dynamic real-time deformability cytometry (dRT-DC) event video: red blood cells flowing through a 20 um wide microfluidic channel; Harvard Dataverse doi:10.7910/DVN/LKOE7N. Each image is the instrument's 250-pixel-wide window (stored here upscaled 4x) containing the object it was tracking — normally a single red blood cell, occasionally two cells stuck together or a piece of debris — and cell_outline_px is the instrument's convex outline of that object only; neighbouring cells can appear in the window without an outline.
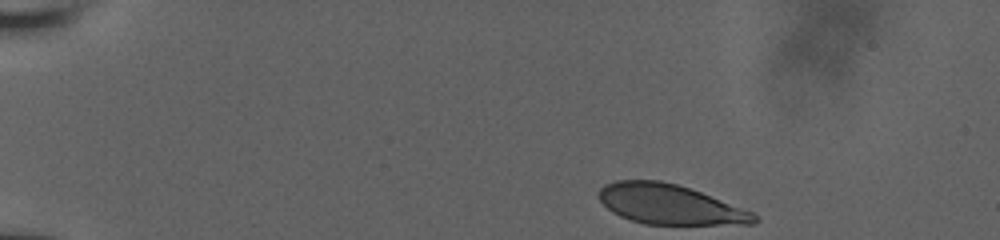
{"species": "human", "species_latin": "Homo sapiens", "temperature_condition": "room temperature", "stored_images_in_passage": 15, "camera_frame_rate_fps": 3000, "um_per_image_px": 0.085, "donor": {"sex": "male"}, "frame": {"image": 1, "passage_image": 1, "time_ms": 0.0, "image_size_px": [1000, 240], "cell_outline_px": [[760, 220], [756, 224], [644, 224], [620, 216], [612, 212], [596, 196], [596, 192], [604, 184], [616, 180], [660, 180], [676, 184], [700, 192], [752, 212]], "centroid_in_image_um": [56.88, 17.37], "position_along_channel_um": 28.1, "area_um2": 35.89}}
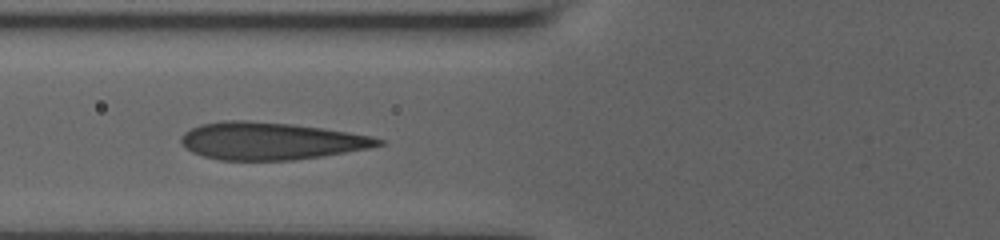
{"frame": {"image": 2, "passage_image": 9, "time_ms": 4.667, "image_size_px": [1000, 240], "cell_outline_px": [[384, 144], [368, 148], [324, 156], [292, 160], [220, 160], [204, 156], [192, 152], [184, 148], [180, 140], [180, 136], [184, 132], [200, 124], [224, 120], [248, 120], [292, 124], [324, 128], [372, 136], [384, 140]], "centroid_in_image_um": [22.99, 11.98], "position_along_channel_um": 102.8, "area_um2": 43.12}}
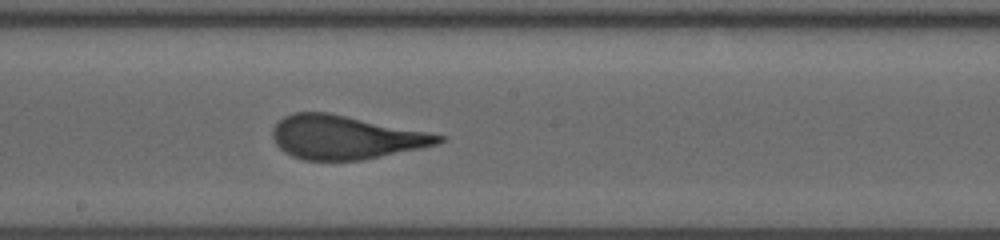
{"frame": {"image": 3, "passage_image": 15, "time_ms": 7.667, "image_size_px": [1000, 240], "cell_outline_px": [[448, 136], [444, 140], [436, 144], [420, 148], [360, 160], [304, 160], [292, 156], [284, 152], [276, 144], [272, 136], [272, 128], [284, 116], [292, 112], [328, 112]], "centroid_in_image_um": [29.32, 11.66], "position_along_channel_um": 218.9, "area_um2": 41.96}}